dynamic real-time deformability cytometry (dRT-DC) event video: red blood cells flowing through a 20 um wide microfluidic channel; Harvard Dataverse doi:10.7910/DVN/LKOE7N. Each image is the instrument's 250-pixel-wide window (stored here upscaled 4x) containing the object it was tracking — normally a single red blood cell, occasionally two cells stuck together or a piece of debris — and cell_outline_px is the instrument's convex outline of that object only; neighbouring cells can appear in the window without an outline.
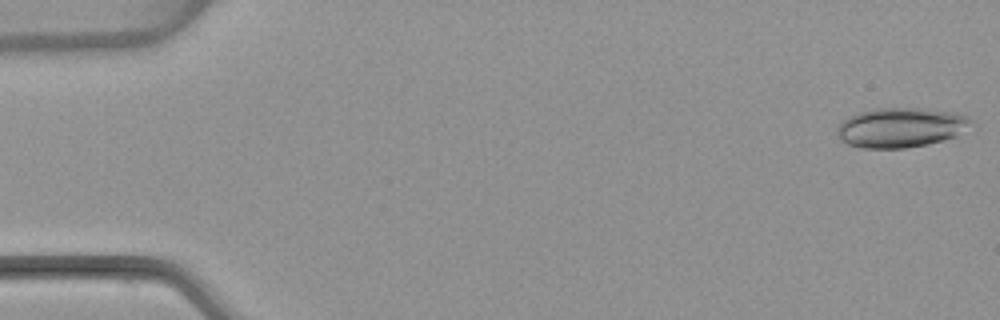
{"species": "common noctule bat (a hibernating species)", "species_latin": "Nyctalus noctula", "temperature_condition": "warm", "stored_images_in_passage": 5, "camera_frame_rate_fps": 3000, "um_per_image_px": 0.085, "animal": {"sex": "female", "body_mass_g": 22.7, "forearm_length_mm": 54.2}, "frame": {"image": 1, "passage_image": 1, "time_ms": 0.0, "image_size_px": [1000, 320], "cell_outline_px": [[976, 124], [956, 136], [944, 140], [928, 144], [908, 148], [860, 148], [848, 144], [840, 140], [836, 132], [836, 128], [840, 120], [848, 116], [872, 108], [928, 108], [956, 112], [968, 116]], "centroid_in_image_um": [76.59, 10.83], "position_along_channel_um": 8.4, "area_um2": 31.79}}
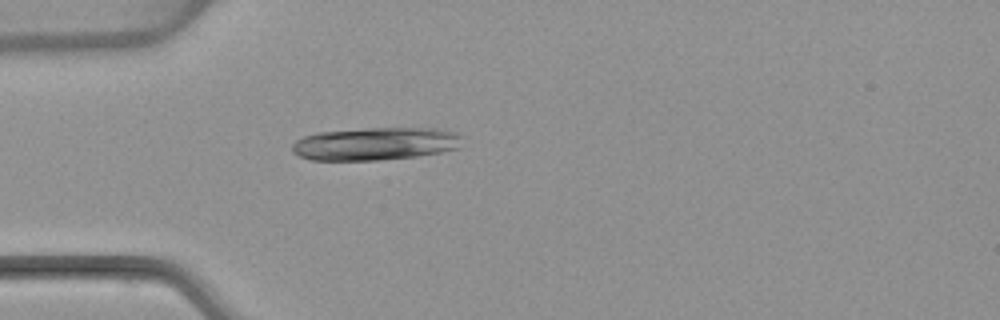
{"frame": {"image": 2, "passage_image": 5, "time_ms": 4.667, "image_size_px": [1000, 320], "cell_outline_px": [[464, 136], [460, 148], [440, 152], [416, 156], [376, 160], [312, 160], [300, 156], [292, 152], [292, 144], [296, 140], [304, 136], [316, 132], [364, 128], [436, 128], [456, 132]], "centroid_in_image_um": [31.93, 12.21], "position_along_channel_um": 53.1, "area_um2": 32.83}}